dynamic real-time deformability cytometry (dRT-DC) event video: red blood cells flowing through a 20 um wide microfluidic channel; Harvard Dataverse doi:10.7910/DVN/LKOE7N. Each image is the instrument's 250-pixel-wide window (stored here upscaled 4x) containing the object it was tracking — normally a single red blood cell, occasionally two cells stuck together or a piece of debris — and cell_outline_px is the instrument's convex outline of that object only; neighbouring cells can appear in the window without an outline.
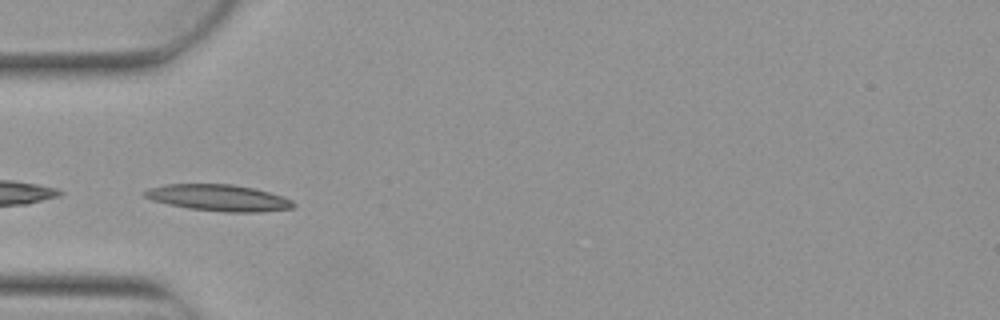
{"species": "Egyptian fruit bat (a non-hibernating species)", "species_latin": "Rousettus aegyptiacus", "temperature_condition": "warm", "stored_images_in_passage": 5, "camera_frame_rate_fps": 3000, "um_per_image_px": 0.085, "animal": {"sex": "female"}, "frame": {"image": 1, "passage_image": 5, "time_ms": 1.333, "image_size_px": [1000, 320], "cell_outline_px": [[296, 204], [292, 208], [260, 212], [224, 212], [188, 208], [168, 204], [152, 200], [144, 196], [144, 192], [148, 188], [164, 184], [232, 184], [252, 188], [268, 192], [292, 200]], "centroid_in_image_um": [18.56, 16.81], "position_along_channel_um": 66.4, "area_um2": 22.77}}